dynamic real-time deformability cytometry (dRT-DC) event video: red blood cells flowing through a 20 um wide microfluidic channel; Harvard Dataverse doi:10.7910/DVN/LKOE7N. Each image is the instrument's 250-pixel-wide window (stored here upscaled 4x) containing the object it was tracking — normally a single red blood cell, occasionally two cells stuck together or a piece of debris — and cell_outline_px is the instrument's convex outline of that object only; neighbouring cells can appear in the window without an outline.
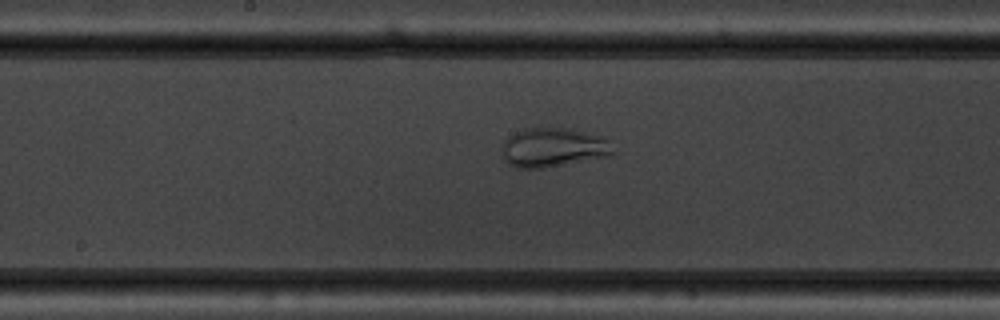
{"species": "common noctule bat (a hibernating species)", "species_latin": "Nyctalus noctula", "temperature_condition": "warm", "stored_images_in_passage": 40, "camera_frame_rate_fps": 3000, "um_per_image_px": 0.085, "animal": {"sex": "male", "body_mass_g": 19.5, "forearm_length_mm": 54.6}, "frame": {"image": 1, "passage_image": 14, "time_ms": 4.333, "image_size_px": [1000, 320], "cell_outline_px": [[616, 152], [608, 156], [548, 168], [516, 168], [508, 164], [504, 160], [500, 144], [508, 136], [524, 128], [572, 128], [600, 136], [608, 140]], "centroid_in_image_um": [46.99, 12.54], "position_along_channel_um": 201.2, "area_um2": 25.78}}
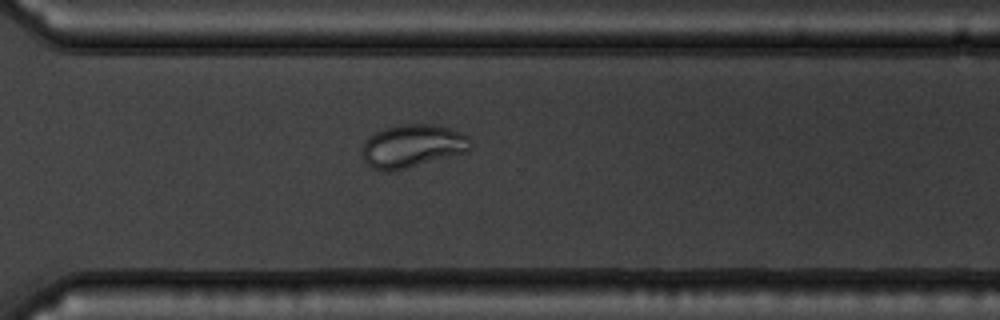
{"frame": {"image": 2, "passage_image": 25, "time_ms": 8.0, "image_size_px": [1000, 320], "cell_outline_px": [[472, 148], [468, 152], [392, 172], [380, 172], [372, 168], [364, 160], [364, 140], [368, 136], [384, 128], [400, 124], [432, 124], [448, 128], [460, 132], [468, 136], [472, 144]], "centroid_in_image_um": [35.07, 12.42], "position_along_channel_um": 335.5, "area_um2": 27.4}}
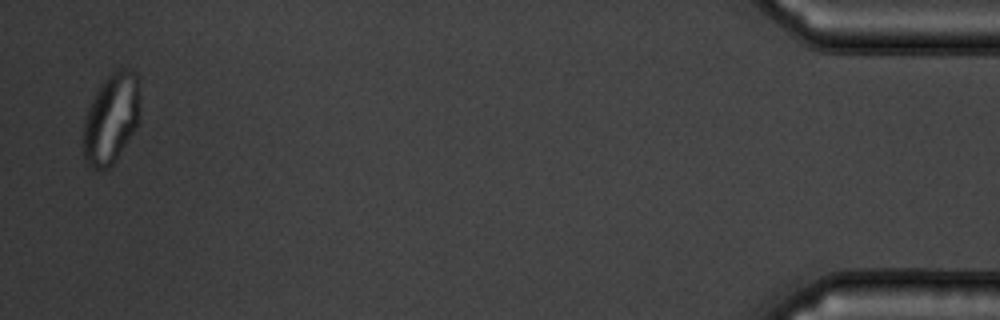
{"frame": {"image": 3, "passage_image": 39, "time_ms": 12.667, "image_size_px": [1000, 320], "cell_outline_px": [[140, 120], [136, 128], [112, 164], [108, 168], [100, 172], [92, 168], [84, 160], [84, 116], [100, 84], [116, 68], [124, 68], [136, 72], [140, 112]], "centroid_in_image_um": [9.45, 10.08], "position_along_channel_um": 425.8, "area_um2": 29.82}, "authors_computed_cell_mechanics": {"area_um2": 28.2353, "velocity_mm_per_s": 3.6783, "shape_relaxation_time_tau1_ms": 5.1631, "shape_relaxation_time_tau2_ms": null, "deformation_change_tau1": 0.1162, "deformation_change_tau2": null}}